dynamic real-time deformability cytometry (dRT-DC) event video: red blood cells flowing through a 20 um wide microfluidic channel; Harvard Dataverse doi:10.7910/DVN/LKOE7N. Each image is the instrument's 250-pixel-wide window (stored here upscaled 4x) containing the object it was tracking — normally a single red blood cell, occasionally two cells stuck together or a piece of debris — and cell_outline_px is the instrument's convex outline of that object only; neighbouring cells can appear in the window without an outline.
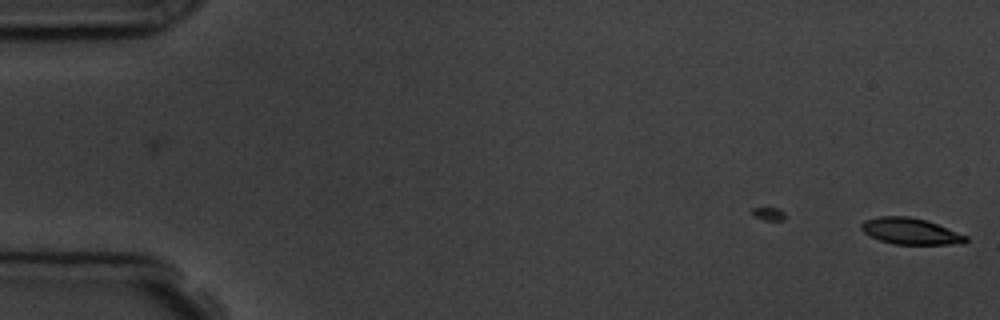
{"species": "common noctule bat (a hibernating species)", "species_latin": "Nyctalus noctula", "temperature_condition": "room temperature", "stored_images_in_passage": 2, "camera_frame_rate_fps": 3000, "um_per_image_px": 0.085, "animal": {"sex": "male", "body_mass_g": 19.5, "forearm_length_mm": 54.6}, "frame": {"image": 1, "passage_image": 2, "time_ms": 1.0, "image_size_px": [1000, 320], "cell_outline_px": [[968, 240], [964, 244], [892, 244], [880, 240], [864, 232], [860, 228], [860, 224], [864, 220], [880, 216], [908, 216], [924, 220], [936, 224], [968, 236]], "centroid_in_image_um": [77.38, 19.66], "position_along_channel_um": 7.6, "area_um2": 15.9}}